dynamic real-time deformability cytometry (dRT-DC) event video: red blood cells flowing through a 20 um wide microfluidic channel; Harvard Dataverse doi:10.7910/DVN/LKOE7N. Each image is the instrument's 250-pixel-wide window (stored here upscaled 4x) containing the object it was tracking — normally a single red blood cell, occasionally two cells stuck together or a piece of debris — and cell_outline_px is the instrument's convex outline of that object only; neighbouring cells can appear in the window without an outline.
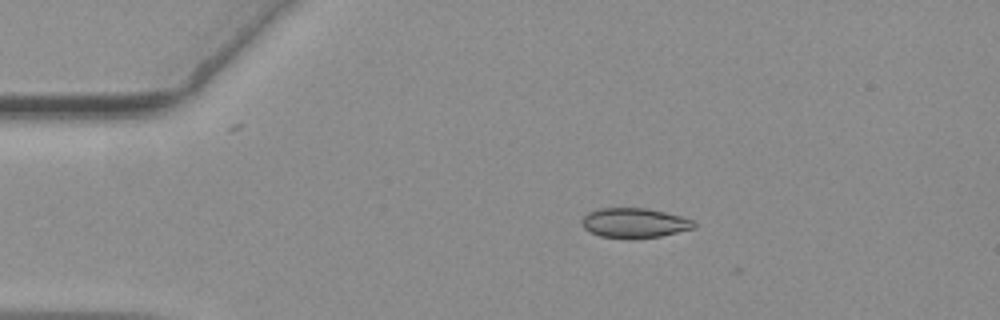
{"species": "common noctule bat (a hibernating species)", "species_latin": "Nyctalus noctula", "temperature_condition": "warm", "stored_images_in_passage": 3, "camera_frame_rate_fps": 3000, "um_per_image_px": 0.085, "animal": {"sex": "female", "body_mass_g": 19.3, "forearm_length_mm": 54.1}, "frame": {"image": 1, "passage_image": 1, "time_ms": 0.0, "image_size_px": [1000, 320], "cell_outline_px": [[696, 228], [660, 236], [632, 240], [628, 240], [600, 236], [584, 228], [580, 220], [588, 212], [600, 208], [648, 208], [680, 216], [692, 220], [696, 224]], "centroid_in_image_um": [53.91, 18.97], "position_along_channel_um": 31.1, "area_um2": 19.71}}